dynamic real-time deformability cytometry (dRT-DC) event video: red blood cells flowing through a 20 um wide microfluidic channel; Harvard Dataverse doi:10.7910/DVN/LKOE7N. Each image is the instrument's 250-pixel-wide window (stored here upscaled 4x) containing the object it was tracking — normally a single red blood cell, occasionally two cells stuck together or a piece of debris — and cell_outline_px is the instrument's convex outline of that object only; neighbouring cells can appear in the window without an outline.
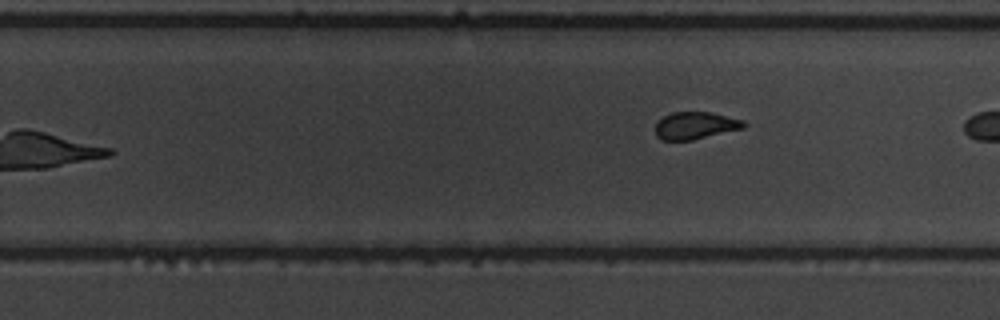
{"species": "common noctule bat (a hibernating species)", "species_latin": "Nyctalus noctula", "temperature_condition": "warm", "stored_images_in_passage": 11, "camera_frame_rate_fps": 3000, "um_per_image_px": 0.085, "animal": {"sex": "male", "body_mass_g": 19.5, "forearm_length_mm": 54.6}, "frame": {"image": 1, "passage_image": 11, "time_ms": 12.667, "image_size_px": [1000, 320], "cell_outline_px": [[748, 124], [744, 128], [692, 140], [660, 140], [656, 136], [656, 124], [664, 116], [672, 112], [708, 112], [744, 120]], "centroid_in_image_um": [59.12, 10.67], "position_along_channel_um": 270.7, "area_um2": 13.99}}